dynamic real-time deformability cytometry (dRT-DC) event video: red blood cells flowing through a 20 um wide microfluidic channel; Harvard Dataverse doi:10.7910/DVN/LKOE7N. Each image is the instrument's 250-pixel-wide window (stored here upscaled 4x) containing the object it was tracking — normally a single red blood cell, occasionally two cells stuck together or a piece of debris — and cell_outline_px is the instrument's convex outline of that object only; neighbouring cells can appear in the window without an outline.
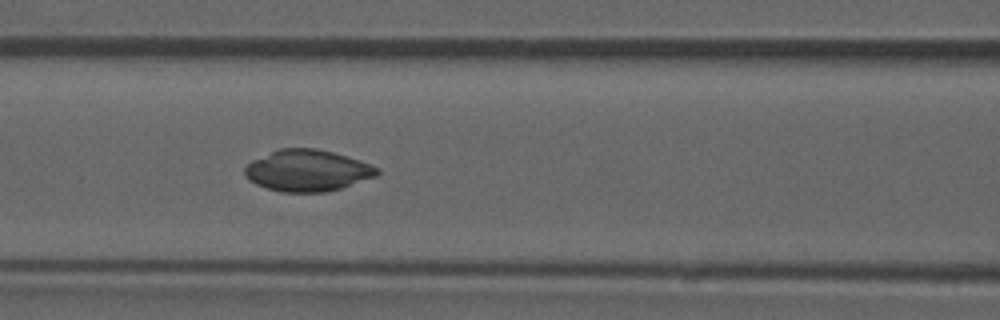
{"species": "common noctule bat (a hibernating species)", "species_latin": "Nyctalus noctula", "temperature_condition": "room temperature", "stored_images_in_passage": 53, "camera_frame_rate_fps": 3000, "um_per_image_px": 0.085, "animal": {"sex": "male", "forearm_length_mm": 52.5}, "frame": {"image": 1, "passage_image": 23, "time_ms": 7.333, "image_size_px": [1000, 320], "cell_outline_px": [[380, 172], [376, 176], [340, 188], [324, 192], [280, 192], [256, 184], [248, 180], [244, 176], [244, 168], [252, 160], [280, 148], [316, 148], [332, 152], [360, 160], [380, 168]], "centroid_in_image_um": [26.12, 14.49], "position_along_channel_um": 140.5, "area_um2": 31.91}}